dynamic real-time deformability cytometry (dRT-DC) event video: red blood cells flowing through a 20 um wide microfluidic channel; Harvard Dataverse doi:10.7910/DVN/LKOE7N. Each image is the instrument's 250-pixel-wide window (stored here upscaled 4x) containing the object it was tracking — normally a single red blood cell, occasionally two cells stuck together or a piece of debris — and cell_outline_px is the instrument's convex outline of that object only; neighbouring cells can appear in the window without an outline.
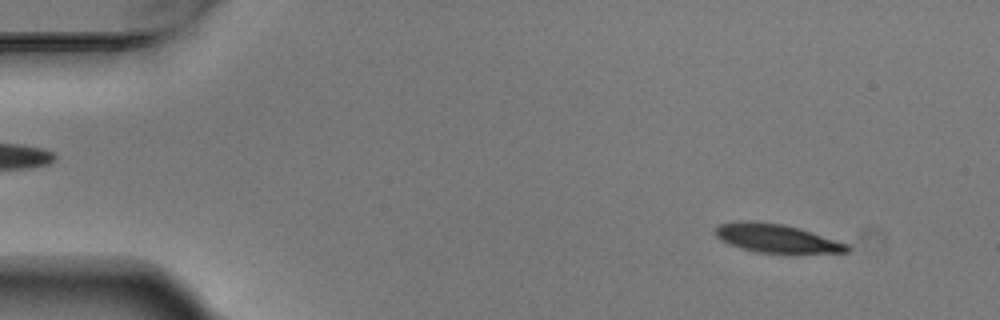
{"species": "Egyptian fruit bat (a non-hibernating species)", "species_latin": "Rousettus aegyptiacus", "temperature_condition": "warm", "stored_images_in_passage": 4, "camera_frame_rate_fps": 3000, "um_per_image_px": 0.085, "animal": {"sex": "male"}, "frame": {"image": 1, "passage_image": 1, "time_ms": 0.0, "image_size_px": [1000, 320], "cell_outline_px": [[852, 248], [848, 252], [756, 252], [740, 248], [728, 244], [720, 240], [716, 236], [716, 228], [720, 224], [740, 220], [756, 220], [784, 224], [800, 228], [848, 244]], "centroid_in_image_um": [65.96, 20.23], "position_along_channel_um": 19.0, "area_um2": 21.79}}